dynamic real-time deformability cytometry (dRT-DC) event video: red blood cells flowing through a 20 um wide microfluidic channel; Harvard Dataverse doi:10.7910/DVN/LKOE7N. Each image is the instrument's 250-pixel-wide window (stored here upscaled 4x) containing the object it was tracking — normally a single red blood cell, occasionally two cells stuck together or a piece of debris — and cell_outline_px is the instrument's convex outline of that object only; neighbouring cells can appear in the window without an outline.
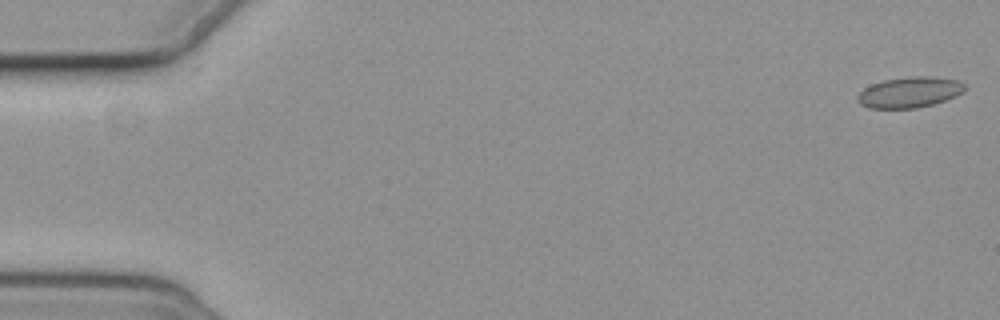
{"species": "common noctule bat (a hibernating species)", "species_latin": "Nyctalus noctula", "temperature_condition": "cold", "stored_images_in_passage": 6, "camera_frame_rate_fps": 3000, "um_per_image_px": 0.085, "animal": {"sex": "female", "body_mass_g": 19.3, "forearm_length_mm": 54.1}, "frame": {"image": 1, "passage_image": 1, "time_ms": 0.0, "image_size_px": [1000, 320], "cell_outline_px": [[968, 88], [964, 92], [956, 96], [932, 104], [916, 108], [868, 108], [860, 104], [856, 100], [856, 96], [864, 88], [872, 84], [884, 80], [908, 76], [928, 76], [960, 80]], "centroid_in_image_um": [77.32, 7.83], "position_along_channel_um": 7.7, "area_um2": 19.36}}
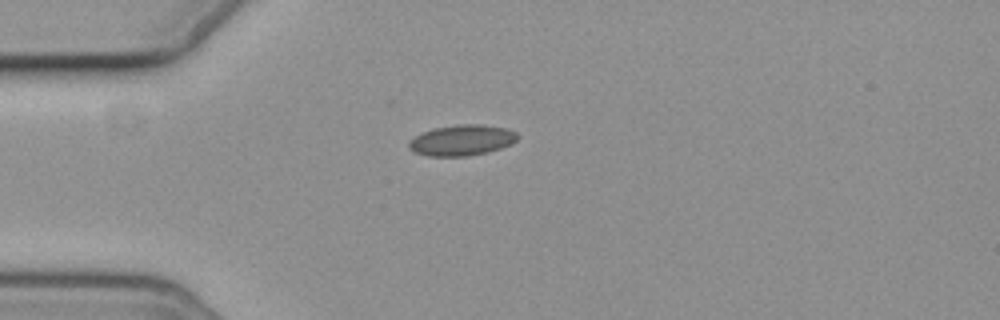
{"frame": {"image": 2, "passage_image": 5, "time_ms": 4.667, "image_size_px": [1000, 320], "cell_outline_px": [[520, 136], [516, 140], [500, 148], [488, 152], [468, 156], [428, 156], [416, 152], [408, 148], [408, 144], [416, 136], [424, 132], [436, 128], [460, 124], [480, 124], [508, 128], [516, 132]], "centroid_in_image_um": [39.29, 11.92], "position_along_channel_um": 45.7, "area_um2": 19.25}}